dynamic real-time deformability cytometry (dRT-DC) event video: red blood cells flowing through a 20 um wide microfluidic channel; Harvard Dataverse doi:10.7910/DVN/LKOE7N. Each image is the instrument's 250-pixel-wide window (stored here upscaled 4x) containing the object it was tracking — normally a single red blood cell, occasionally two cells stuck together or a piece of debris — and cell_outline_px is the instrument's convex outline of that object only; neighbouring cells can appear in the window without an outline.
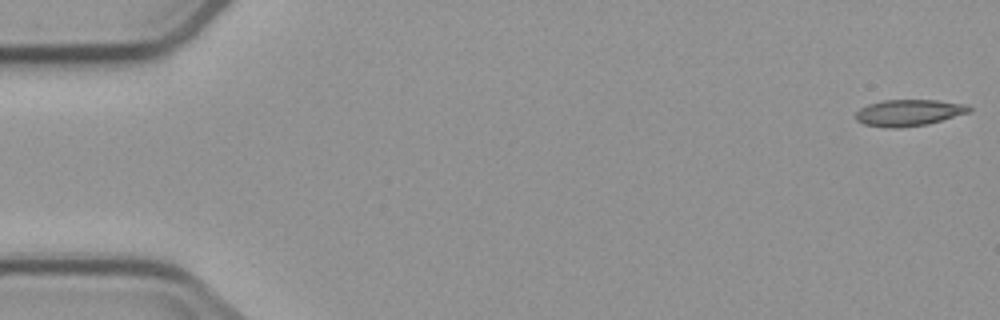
{"species": "common noctule bat (a hibernating species)", "species_latin": "Nyctalus noctula", "temperature_condition": "cold", "stored_images_in_passage": 5, "camera_frame_rate_fps": 3000, "um_per_image_px": 0.085, "animal": {"sex": "male", "body_mass_g": 23.1, "forearm_length_mm": 52.7}, "frame": {"image": 1, "passage_image": 1, "time_ms": 0.0, "image_size_px": [1000, 320], "cell_outline_px": [[972, 112], [928, 124], [900, 128], [892, 128], [864, 124], [856, 120], [856, 112], [860, 108], [868, 104], [884, 100], [936, 100], [964, 104], [972, 108]], "centroid_in_image_um": [77.27, 9.58], "position_along_channel_um": 7.7, "area_um2": 17.51}}
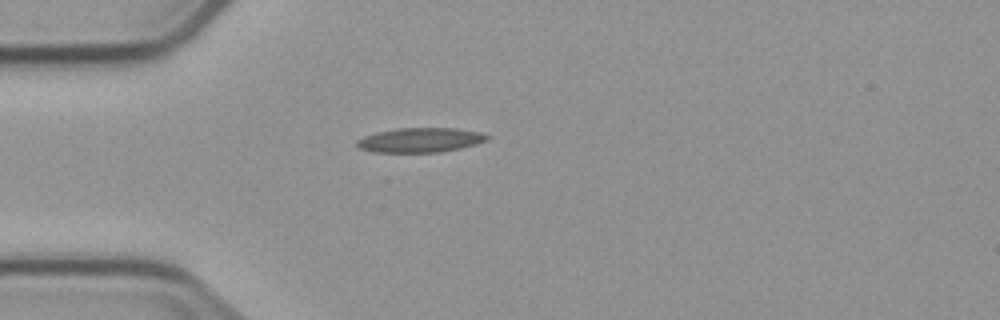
{"frame": {"image": 2, "passage_image": 5, "time_ms": 4.667, "image_size_px": [1000, 320], "cell_outline_px": [[492, 136], [488, 140], [476, 144], [460, 148], [440, 152], [372, 152], [360, 148], [356, 144], [356, 140], [364, 136], [376, 132], [396, 128], [456, 128], [480, 132]], "centroid_in_image_um": [35.74, 11.9], "position_along_channel_um": 49.3, "area_um2": 18.73}}